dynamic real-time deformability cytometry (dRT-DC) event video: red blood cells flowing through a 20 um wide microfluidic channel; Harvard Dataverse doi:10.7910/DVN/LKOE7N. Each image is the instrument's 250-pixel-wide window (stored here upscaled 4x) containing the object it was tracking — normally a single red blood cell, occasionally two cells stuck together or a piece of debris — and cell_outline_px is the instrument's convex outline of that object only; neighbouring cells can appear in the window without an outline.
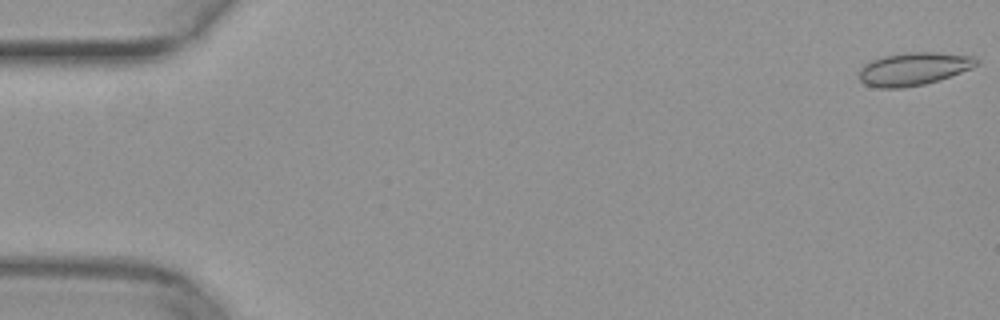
{"species": "common noctule bat (a hibernating species)", "species_latin": "Nyctalus noctula", "temperature_condition": "warm", "stored_images_in_passage": 51, "camera_frame_rate_fps": 3000, "um_per_image_px": 0.085, "animal": {"sex": "female", "body_mass_g": 29.2, "forearm_length_mm": 56.3}, "frame": {"image": 1, "passage_image": 1, "time_ms": 0.0, "image_size_px": [1000, 320], "cell_outline_px": [[980, 64], [972, 68], [924, 84], [904, 88], [880, 88], [864, 84], [860, 80], [860, 68], [864, 64], [872, 60], [884, 56], [908, 52], [936, 52], [972, 56], [980, 60]], "centroid_in_image_um": [77.66, 5.85], "position_along_channel_um": 7.3, "area_um2": 22.37}}
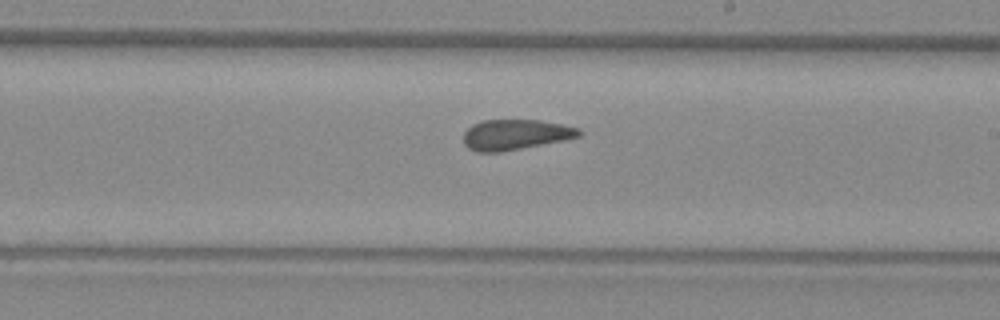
{"frame": {"image": 2, "passage_image": 30, "time_ms": 9.667, "image_size_px": [1000, 320], "cell_outline_px": [[580, 136], [500, 152], [476, 152], [468, 148], [464, 144], [464, 132], [472, 124], [484, 120], [540, 120], [580, 128]], "centroid_in_image_um": [43.75, 11.43], "position_along_channel_um": 245.3, "area_um2": 20.11}}
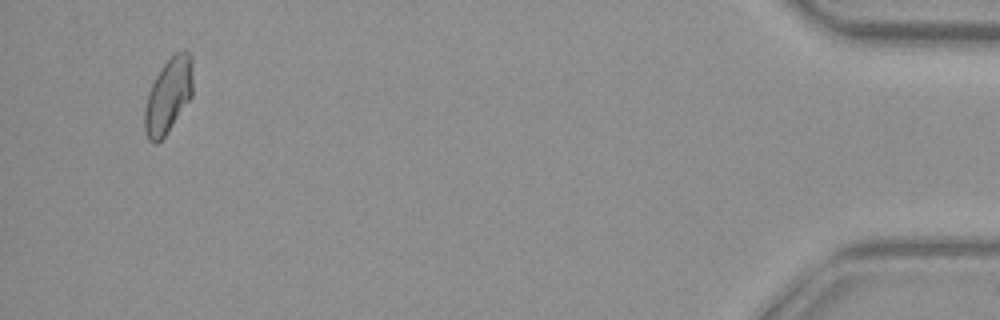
{"frame": {"image": 3, "passage_image": 49, "time_ms": 16.0, "image_size_px": [1000, 320], "cell_outline_px": [[192, 96], [164, 136], [156, 144], [152, 144], [148, 140], [144, 132], [144, 108], [148, 92], [160, 68], [176, 52], [188, 52], [192, 56]], "centroid_in_image_um": [14.28, 8.15], "position_along_channel_um": 420.9, "area_um2": 20.92}}